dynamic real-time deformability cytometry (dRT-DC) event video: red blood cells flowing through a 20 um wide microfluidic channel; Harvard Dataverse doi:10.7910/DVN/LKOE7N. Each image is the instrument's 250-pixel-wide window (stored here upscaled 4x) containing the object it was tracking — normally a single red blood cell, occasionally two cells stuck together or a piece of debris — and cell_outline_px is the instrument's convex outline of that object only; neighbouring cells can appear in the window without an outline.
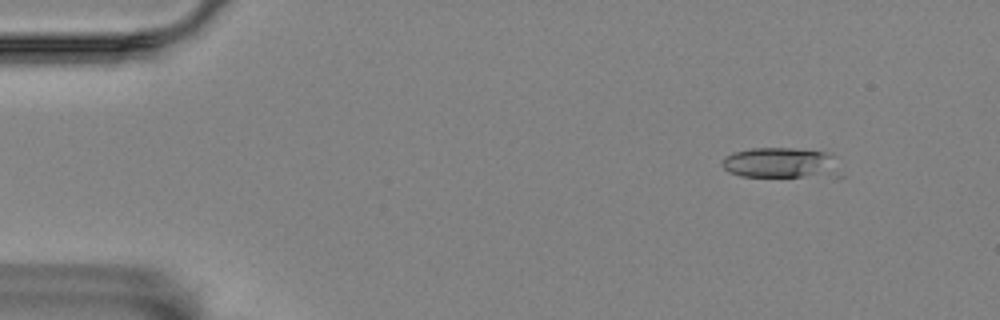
{"species": "Egyptian fruit bat (a non-hibernating species)", "species_latin": "Rousettus aegyptiacus", "temperature_condition": "room temperature", "stored_images_in_passage": 4, "camera_frame_rate_fps": 3000, "um_per_image_px": 0.085, "animal": {"sex": "female"}, "frame": {"image": 1, "passage_image": 1, "time_ms": 0.0, "image_size_px": [1000, 320], "cell_outline_px": [[836, 156], [816, 172], [804, 176], [740, 176], [728, 172], [720, 164], [720, 160], [724, 156], [732, 152], [752, 148], [796, 148], [832, 152]], "centroid_in_image_um": [65.93, 13.76], "position_along_channel_um": 19.1, "area_um2": 19.31}}